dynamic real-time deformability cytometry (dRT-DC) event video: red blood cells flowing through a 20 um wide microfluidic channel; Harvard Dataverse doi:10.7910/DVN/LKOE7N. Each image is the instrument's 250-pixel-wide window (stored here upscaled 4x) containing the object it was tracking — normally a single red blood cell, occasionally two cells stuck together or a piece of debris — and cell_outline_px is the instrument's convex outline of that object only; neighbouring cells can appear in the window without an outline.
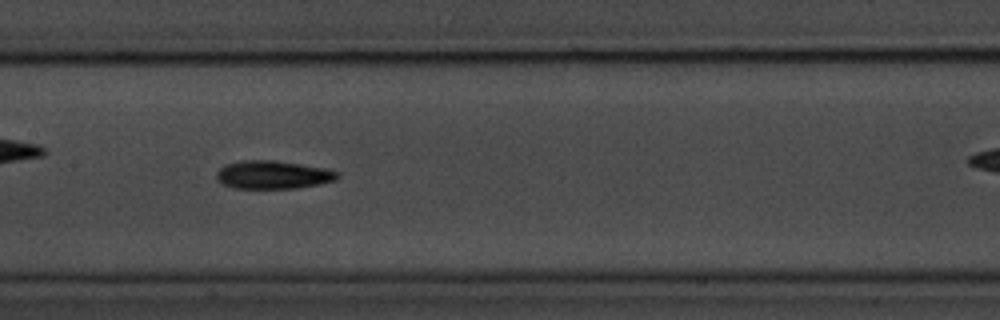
{"species": "common noctule bat (a hibernating species)", "species_latin": "Nyctalus noctula", "temperature_condition": "room temperature", "stored_images_in_passage": 11, "camera_frame_rate_fps": 3000, "um_per_image_px": 0.085, "animal": {"sex": "male", "body_mass_g": 20.1, "forearm_length_mm": 53.5}, "frame": {"image": 1, "passage_image": 7, "time_ms": 7.667, "image_size_px": [1000, 320], "cell_outline_px": [[340, 176], [336, 180], [296, 188], [236, 188], [224, 184], [216, 180], [216, 172], [224, 164], [240, 160], [276, 160], [324, 168], [340, 172]], "centroid_in_image_um": [23.18, 14.84], "position_along_channel_um": 184.2, "area_um2": 19.88}}